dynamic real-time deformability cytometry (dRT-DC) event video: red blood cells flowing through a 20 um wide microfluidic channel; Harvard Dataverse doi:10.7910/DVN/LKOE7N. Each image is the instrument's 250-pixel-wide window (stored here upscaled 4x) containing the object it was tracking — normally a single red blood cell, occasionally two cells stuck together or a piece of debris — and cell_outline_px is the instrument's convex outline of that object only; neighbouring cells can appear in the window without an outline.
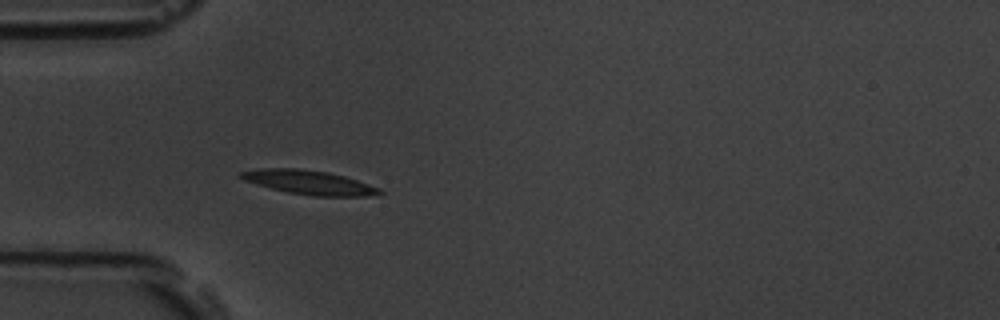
{"species": "common noctule bat (a hibernating species)", "species_latin": "Nyctalus noctula", "temperature_condition": "room temperature", "stored_images_in_passage": 41, "camera_frame_rate_fps": 3000, "um_per_image_px": 0.085, "animal": {"sex": "male", "body_mass_g": 19.5, "forearm_length_mm": 54.6}, "frame": {"image": 1, "passage_image": 1, "time_ms": 0.0, "image_size_px": [1000, 320], "cell_outline_px": [[384, 192], [368, 196], [312, 196], [288, 192], [256, 184], [244, 180], [236, 176], [240, 172], [260, 168], [296, 168], [328, 172], [344, 176], [380, 188]], "centroid_in_image_um": [26.24, 15.5], "position_along_channel_um": 58.8, "area_um2": 19.36}}
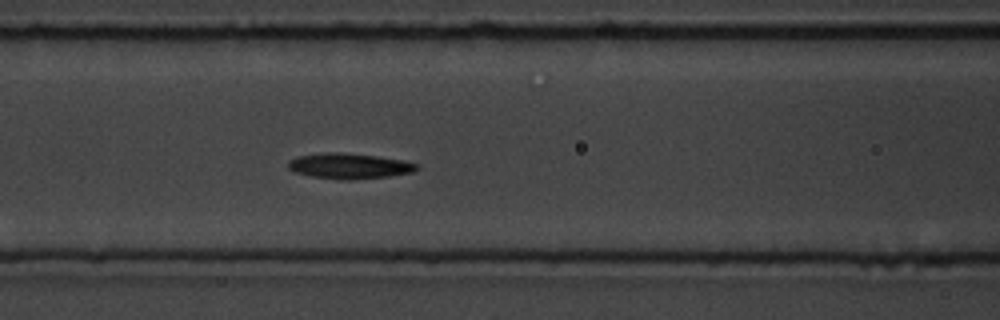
{"frame": {"image": 2, "passage_image": 8, "time_ms": 2.333, "image_size_px": [1000, 320], "cell_outline_px": [[420, 168], [412, 172], [388, 176], [352, 180], [340, 180], [312, 176], [296, 172], [288, 168], [288, 160], [296, 156], [320, 152], [340, 152], [376, 156], [404, 160], [420, 164]], "centroid_in_image_um": [29.69, 14.1], "position_along_channel_um": 136.9, "area_um2": 19.31}}
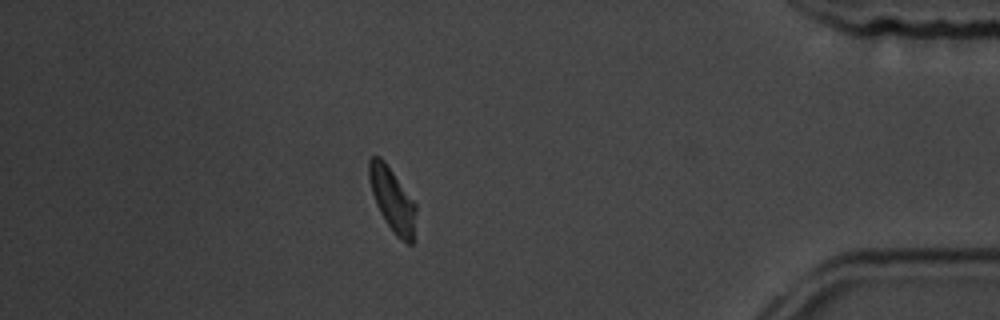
{"frame": {"image": 3, "passage_image": 34, "time_ms": 11.0, "image_size_px": [1000, 320], "cell_outline_px": [[416, 212], [412, 244], [408, 244], [400, 240], [396, 236], [380, 212], [376, 204], [372, 192], [368, 176], [368, 160], [372, 156], [380, 156], [384, 160], [416, 204]], "centroid_in_image_um": [33.34, 16.95], "position_along_channel_um": 401.9, "area_um2": 17.22}, "authors_computed_cell_mechanics": {"area_um2": 18.1492, "velocity_mm_per_s": 3.541, "shape_relaxation_time_tau1_ms": 3.3128, "shape_relaxation_time_tau2_ms": 7.0008, "deformation_change_tau1": 0.1291, "deformation_change_tau2": 0.1311}}